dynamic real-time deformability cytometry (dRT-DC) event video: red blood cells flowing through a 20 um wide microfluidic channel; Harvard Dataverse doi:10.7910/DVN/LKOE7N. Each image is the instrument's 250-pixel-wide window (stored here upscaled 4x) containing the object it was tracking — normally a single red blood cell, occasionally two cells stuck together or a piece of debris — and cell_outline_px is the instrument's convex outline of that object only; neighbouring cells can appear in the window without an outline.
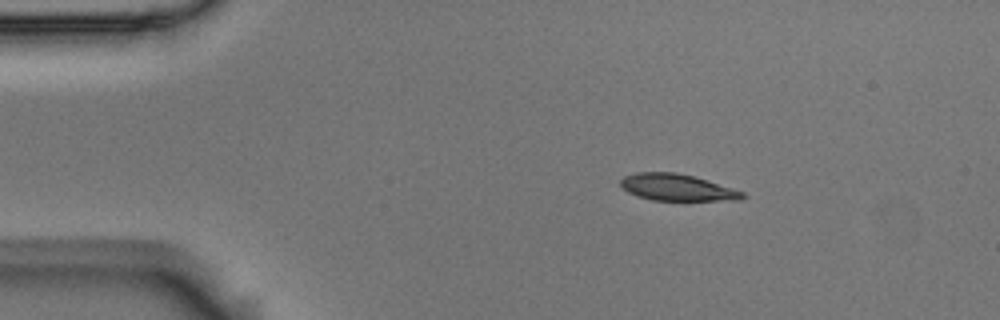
{"species": "Egyptian fruit bat (a non-hibernating species)", "species_latin": "Rousettus aegyptiacus", "temperature_condition": "room temperature", "stored_images_in_passage": 5, "segment_of_instrument_passage": [1, 2], "camera_frame_rate_fps": 3000, "um_per_image_px": 0.085, "animal": {"sex": "male"}, "frame": {"image": 1, "passage_image": 2, "time_ms": 0.333, "image_size_px": [1000, 320], "cell_outline_px": [[744, 196], [740, 200], [652, 200], [636, 196], [628, 192], [620, 184], [620, 180], [624, 176], [636, 172], [676, 172], [696, 176], [744, 192]], "centroid_in_image_um": [57.53, 15.92], "position_along_channel_um": 27.5, "area_um2": 18.96}}
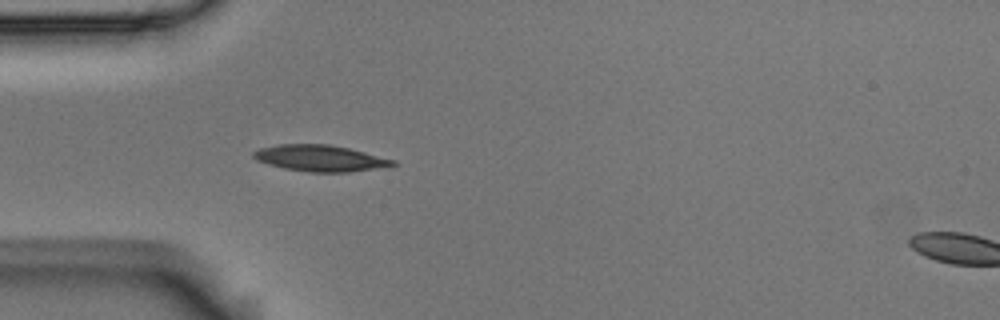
{"frame": {"image": 2, "passage_image": 4, "time_ms": 1.0, "image_size_px": [1000, 320], "cell_outline_px": [[396, 164], [388, 168], [348, 172], [308, 172], [284, 168], [268, 164], [256, 160], [252, 156], [252, 152], [260, 148], [280, 144], [328, 144], [348, 148], [396, 160]], "centroid_in_image_um": [27.25, 13.46], "position_along_channel_um": 57.8, "area_um2": 21.5}}